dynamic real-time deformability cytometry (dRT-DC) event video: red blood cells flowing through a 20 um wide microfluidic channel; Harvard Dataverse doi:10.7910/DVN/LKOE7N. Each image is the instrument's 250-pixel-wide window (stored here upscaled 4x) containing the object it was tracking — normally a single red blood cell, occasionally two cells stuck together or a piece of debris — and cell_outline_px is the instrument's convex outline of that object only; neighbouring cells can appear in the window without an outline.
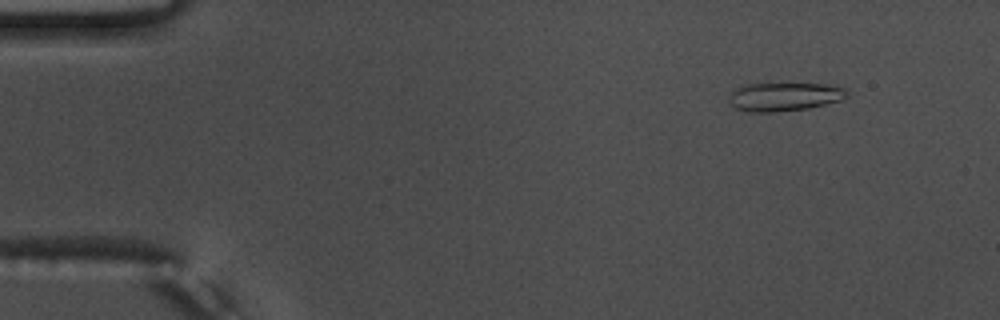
{"species": "common noctule bat (a hibernating species)", "species_latin": "Nyctalus noctula", "temperature_condition": "warm", "stored_images_in_passage": 54, "camera_frame_rate_fps": 3000, "um_per_image_px": 0.085, "animal": {"sex": "male", "body_mass_g": 17.5, "forearm_length_mm": 52.3}, "frame": {"image": 1, "passage_image": 6, "time_ms": 1.667, "image_size_px": [1000, 320], "cell_outline_px": [[848, 96], [840, 100], [808, 108], [772, 112], [748, 112], [736, 108], [728, 100], [728, 96], [736, 88], [744, 84], [824, 84], [844, 88], [848, 92]], "centroid_in_image_um": [66.63, 8.22], "position_along_channel_um": 18.4, "area_um2": 19.42}}
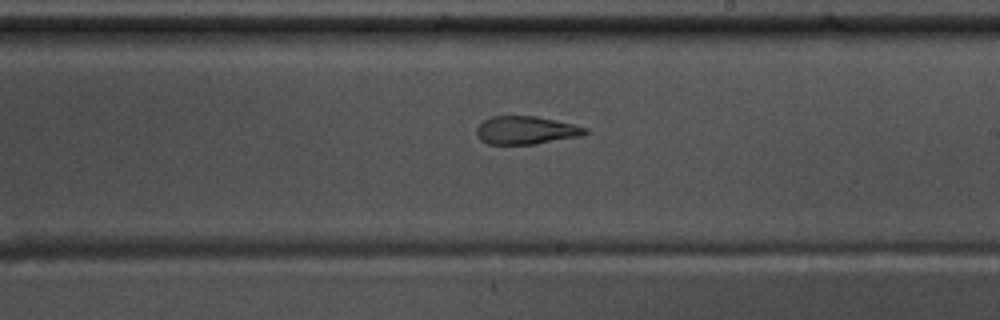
{"frame": {"image": 2, "passage_image": 32, "time_ms": 10.333, "image_size_px": [1000, 320], "cell_outline_px": [[588, 132], [580, 136], [536, 144], [488, 144], [480, 140], [476, 136], [476, 128], [484, 120], [492, 116], [536, 116], [556, 120], [588, 128]], "centroid_in_image_um": [44.69, 11.07], "position_along_channel_um": 244.3, "area_um2": 17.8}}
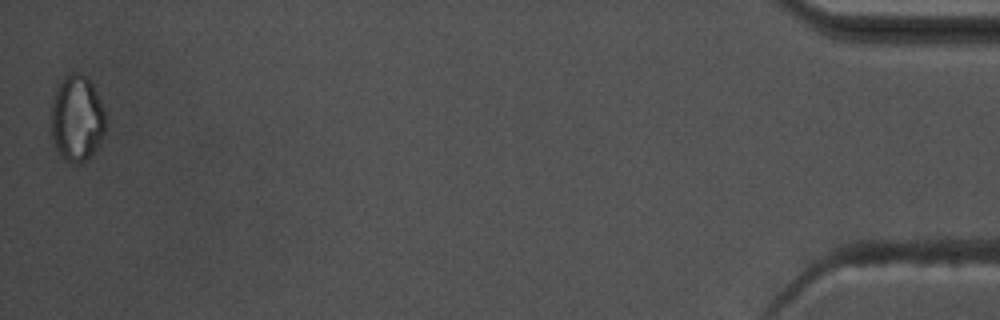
{"frame": {"image": 3, "passage_image": 54, "time_ms": 17.667, "image_size_px": [1000, 320], "cell_outline_px": [[108, 120], [104, 132], [100, 140], [92, 152], [84, 160], [68, 160], [56, 148], [52, 136], [52, 100], [64, 76], [72, 72], [80, 72], [92, 84], [104, 108]], "centroid_in_image_um": [6.56, 9.99], "position_along_channel_um": 428.6, "area_um2": 26.53}, "authors_computed_cell_mechanics": {"area_um2": 19.4786, "velocity_mm_per_s": 3.7855, "shape_relaxation_time_tau1_ms": 5.0736, "shape_relaxation_time_tau2_ms": 2.6994, "deformation_change_tau1": 0.2233, "deformation_change_tau2": 0.1278}}